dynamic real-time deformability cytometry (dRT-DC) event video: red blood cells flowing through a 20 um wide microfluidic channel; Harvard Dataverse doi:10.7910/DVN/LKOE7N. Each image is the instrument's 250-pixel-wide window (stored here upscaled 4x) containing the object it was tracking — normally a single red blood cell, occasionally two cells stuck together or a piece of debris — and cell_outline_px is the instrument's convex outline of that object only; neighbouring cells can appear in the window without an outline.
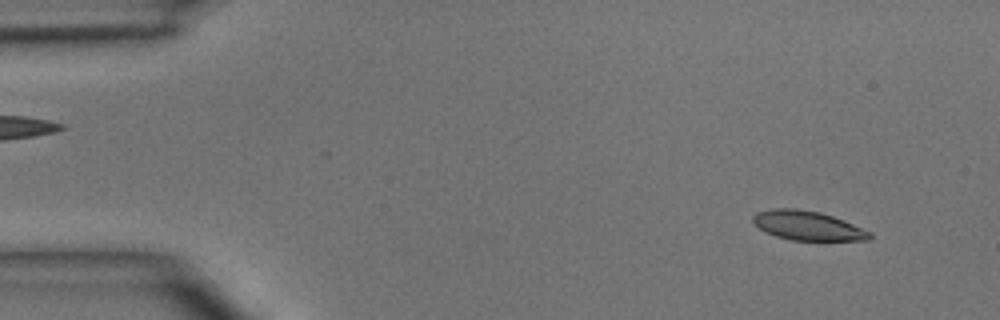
{"species": "common noctule bat (a hibernating species)", "species_latin": "Nyctalus noctula", "temperature_condition": "room temperature", "stored_images_in_passage": 4, "camera_frame_rate_fps": 3000, "um_per_image_px": 0.085, "animal": {"sex": "male", "body_mass_g": 15.6}, "frame": {"image": 1, "passage_image": 4, "time_ms": 4.333, "image_size_px": [1000, 320], "cell_outline_px": [[872, 236], [868, 240], [792, 240], [776, 236], [764, 232], [752, 220], [752, 216], [756, 212], [772, 208], [796, 208], [820, 212], [844, 220], [872, 232]], "centroid_in_image_um": [68.64, 19.17], "position_along_channel_um": 16.4, "area_um2": 19.94}}